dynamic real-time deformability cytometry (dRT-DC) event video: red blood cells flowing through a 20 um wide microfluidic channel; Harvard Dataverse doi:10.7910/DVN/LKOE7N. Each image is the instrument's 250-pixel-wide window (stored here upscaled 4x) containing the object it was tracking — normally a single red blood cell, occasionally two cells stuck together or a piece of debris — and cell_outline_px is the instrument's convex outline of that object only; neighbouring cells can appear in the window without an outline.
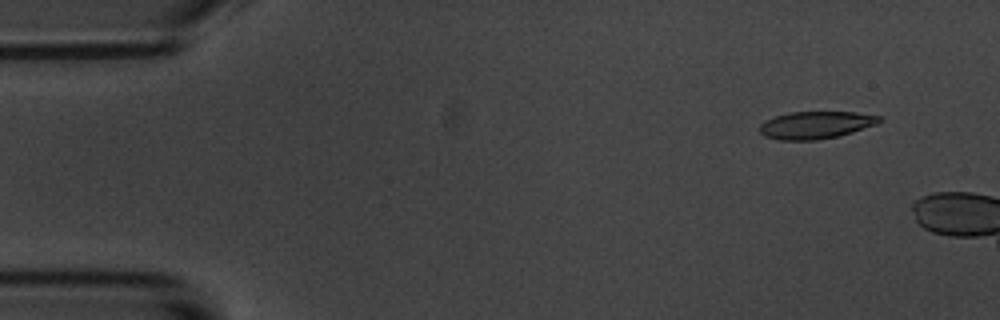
{"species": "common noctule bat (a hibernating species)", "species_latin": "Nyctalus noctula", "temperature_condition": "room temperature", "stored_images_in_passage": 16, "camera_frame_rate_fps": 3000, "um_per_image_px": 0.085, "animal": {"sex": "male", "body_mass_g": 20.1, "forearm_length_mm": 53.5}, "frame": {"image": 1, "passage_image": 5, "time_ms": 1.333, "image_size_px": [1000, 320], "cell_outline_px": [[884, 120], [876, 124], [852, 132], [836, 136], [816, 140], [780, 140], [764, 136], [760, 132], [760, 124], [764, 120], [788, 112], [856, 112], [880, 116]], "centroid_in_image_um": [69.33, 10.62], "position_along_channel_um": 15.7, "area_um2": 19.07}}